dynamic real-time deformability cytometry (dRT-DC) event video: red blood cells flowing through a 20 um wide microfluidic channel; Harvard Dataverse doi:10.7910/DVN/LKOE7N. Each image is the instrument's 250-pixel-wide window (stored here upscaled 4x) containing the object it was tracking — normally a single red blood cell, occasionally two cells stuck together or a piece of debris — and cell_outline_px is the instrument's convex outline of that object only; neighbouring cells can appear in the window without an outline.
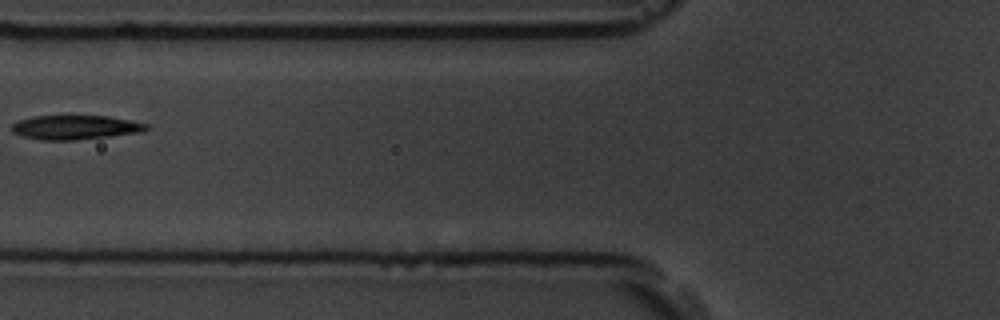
{"species": "common noctule bat (a hibernating species)", "species_latin": "Nyctalus noctula", "temperature_condition": "room temperature", "stored_images_in_passage": 7, "camera_frame_rate_fps": 3000, "um_per_image_px": 0.085, "animal": {"sex": "male", "body_mass_g": 19.5, "forearm_length_mm": 54.6}, "frame": {"image": 1, "passage_image": 7, "time_ms": 7.667, "image_size_px": [1000, 320], "cell_outline_px": [[148, 128], [144, 132], [76, 140], [40, 140], [24, 136], [12, 132], [12, 124], [20, 120], [32, 116], [108, 116], [148, 124]], "centroid_in_image_um": [6.41, 10.83], "position_along_channel_um": 119.4, "area_um2": 18.9}}